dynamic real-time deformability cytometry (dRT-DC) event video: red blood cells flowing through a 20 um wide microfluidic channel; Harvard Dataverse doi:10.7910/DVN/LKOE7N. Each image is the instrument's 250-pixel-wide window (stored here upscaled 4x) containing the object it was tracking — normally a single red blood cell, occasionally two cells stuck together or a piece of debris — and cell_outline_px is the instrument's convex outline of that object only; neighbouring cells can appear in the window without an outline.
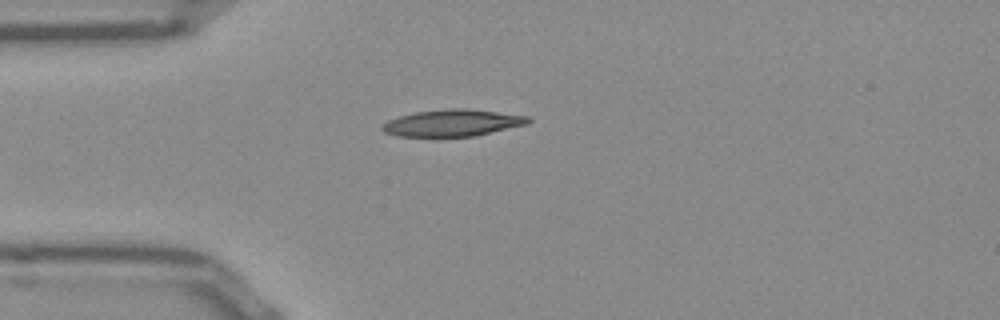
{"species": "Egyptian fruit bat (a non-hibernating species)", "species_latin": "Rousettus aegyptiacus", "temperature_condition": "room temperature", "stored_images_in_passage": 39, "camera_frame_rate_fps": 3000, "um_per_image_px": 0.085, "frame": {"image": 1, "passage_image": 1, "time_ms": 0.0, "image_size_px": [1000, 320], "cell_outline_px": [[532, 120], [528, 124], [476, 136], [396, 136], [384, 132], [380, 128], [388, 120], [400, 116], [416, 112], [448, 108], [468, 108], [528, 116]], "centroid_in_image_um": [38.49, 10.44], "position_along_channel_um": 46.5, "area_um2": 22.77}}
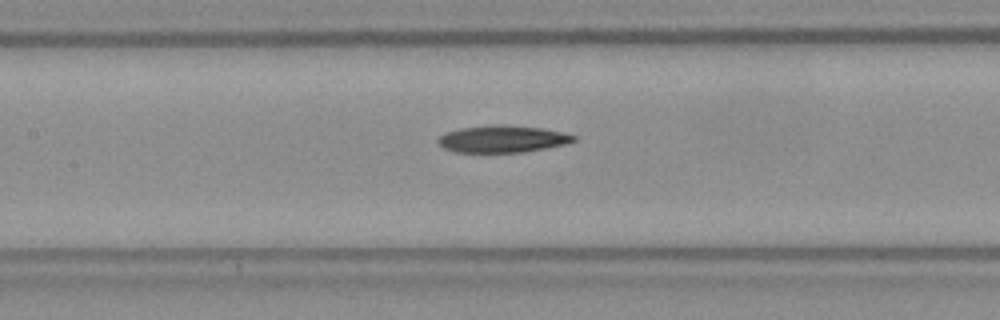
{"frame": {"image": 2, "passage_image": 11, "time_ms": 3.333, "image_size_px": [1000, 320], "cell_outline_px": [[576, 140], [568, 144], [548, 148], [524, 152], [456, 152], [444, 148], [436, 140], [440, 136], [448, 132], [460, 128], [488, 124], [500, 124], [544, 128], [564, 132], [576, 136]], "centroid_in_image_um": [42.76, 11.8], "position_along_channel_um": 164.6, "area_um2": 21.62}}
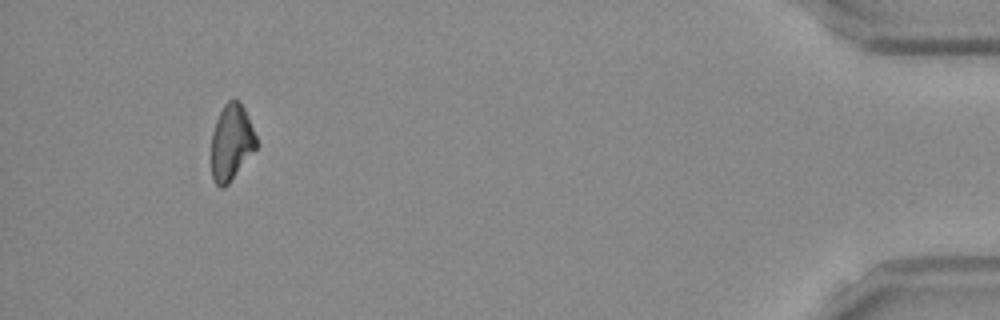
{"frame": {"image": 3, "passage_image": 36, "time_ms": 11.667, "image_size_px": [1000, 320], "cell_outline_px": [[256, 148], [228, 184], [224, 188], [220, 188], [216, 184], [212, 176], [212, 132], [216, 120], [224, 104], [228, 100], [240, 100], [244, 108], [256, 136]], "centroid_in_image_um": [19.65, 12.09], "position_along_channel_um": 415.5, "area_um2": 19.65}, "authors_computed_cell_mechanics": {"area_um2": 21.3282, "velocity_mm_per_s": 3.8912, "shape_relaxation_time_tau1_ms": 8.4645, "shape_relaxation_time_tau2_ms": null, "deformation_change_tau1": 0.1791, "deformation_change_tau2": null}}